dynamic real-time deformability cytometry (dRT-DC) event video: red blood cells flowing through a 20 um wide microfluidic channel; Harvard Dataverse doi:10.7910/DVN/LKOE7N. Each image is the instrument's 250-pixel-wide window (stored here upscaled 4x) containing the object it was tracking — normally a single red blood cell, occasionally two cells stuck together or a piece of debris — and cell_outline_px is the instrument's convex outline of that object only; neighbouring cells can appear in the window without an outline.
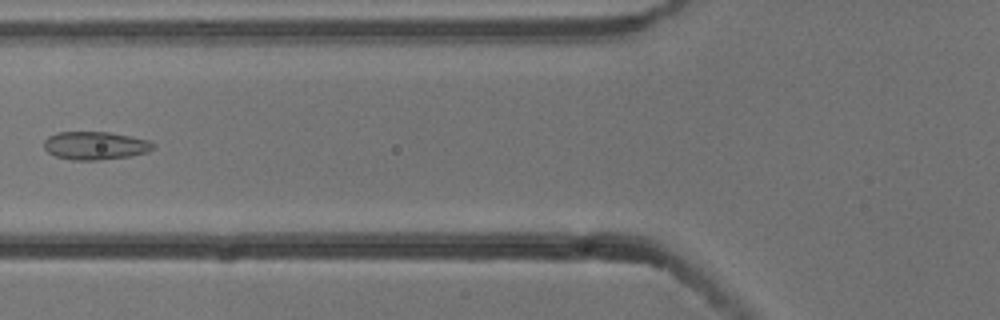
{"species": "common noctule bat (a hibernating species)", "species_latin": "Nyctalus noctula", "temperature_condition": "cold", "stored_images_in_passage": 6, "camera_frame_rate_fps": 3000, "um_per_image_px": 0.085, "animal": {"sex": "male", "body_mass_g": 13.3}, "frame": {"image": 1, "passage_image": 5, "time_ms": 1.333, "image_size_px": [1000, 320], "cell_outline_px": [[156, 144], [148, 152], [128, 156], [96, 160], [72, 160], [56, 156], [48, 152], [44, 148], [44, 140], [48, 136], [56, 132], [108, 132], [132, 136], [148, 140]], "centroid_in_image_um": [8.08, 12.36], "position_along_channel_um": 117.7, "area_um2": 17.86}}
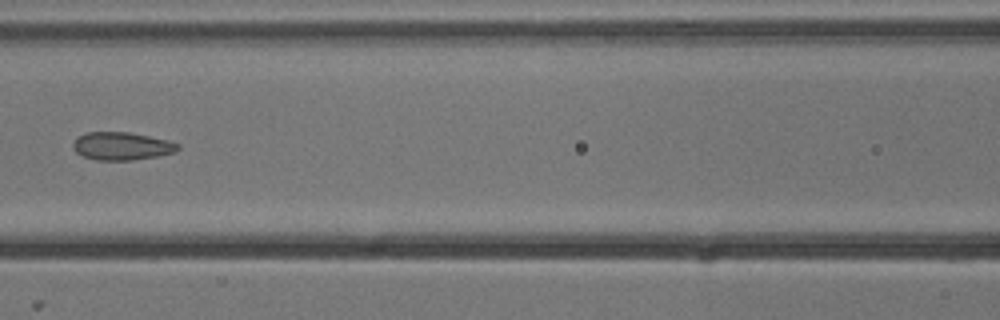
{"frame": {"image": 2, "passage_image": 6, "time_ms": 1.667, "image_size_px": [1000, 320], "cell_outline_px": [[180, 148], [176, 152], [160, 156], [132, 160], [96, 160], [84, 156], [76, 152], [72, 148], [72, 144], [80, 136], [88, 132], [128, 132], [168, 140], [180, 144]], "centroid_in_image_um": [10.39, 12.42], "position_along_channel_um": 156.2, "area_um2": 17.05}}